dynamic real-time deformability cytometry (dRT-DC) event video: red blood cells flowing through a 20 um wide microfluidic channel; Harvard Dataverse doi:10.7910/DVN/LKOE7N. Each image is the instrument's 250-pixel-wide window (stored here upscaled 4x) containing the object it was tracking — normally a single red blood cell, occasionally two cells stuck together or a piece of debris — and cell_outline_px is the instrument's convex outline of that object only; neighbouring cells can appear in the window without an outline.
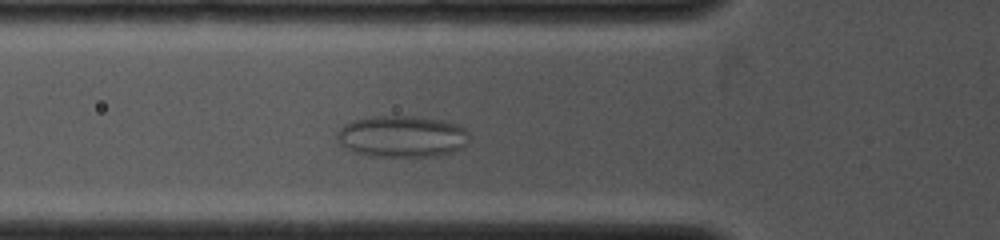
{"species": "common noctule bat (a hibernating species)", "species_latin": "Nyctalus noctula", "temperature_condition": "cold", "stored_images_in_passage": 15, "camera_frame_rate_fps": 4000, "um_per_image_px": 0.085, "animal": {"sex": "female", "body_mass_g": 19.0, "forearm_length_mm": 53.3}, "frame": {"image": 1, "passage_image": 9, "time_ms": 2.75, "image_size_px": [1000, 240], "cell_outline_px": [[468, 144], [452, 152], [432, 156], [372, 156], [356, 152], [344, 148], [336, 140], [336, 132], [344, 124], [352, 120], [376, 116], [416, 116], [444, 120], [456, 124], [464, 128], [468, 132]], "centroid_in_image_um": [34.15, 11.59], "position_along_channel_um": 91.7, "area_um2": 32.19}}
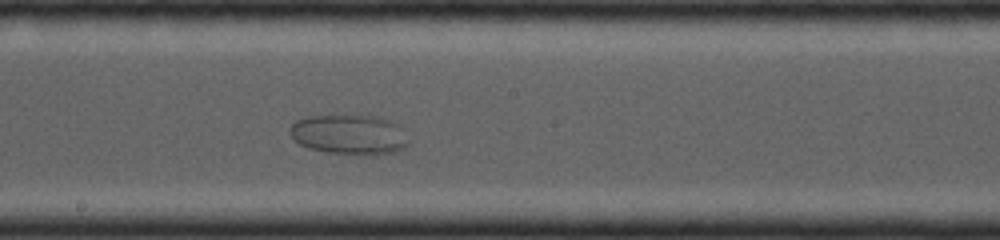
{"frame": {"image": 2, "passage_image": 15, "time_ms": 5.75, "image_size_px": [1000, 240], "cell_outline_px": [[408, 144], [404, 148], [392, 152], [372, 156], [368, 156], [328, 152], [308, 148], [300, 144], [288, 132], [288, 128], [296, 120], [308, 116], [376, 116], [388, 120], [396, 124], [400, 128]], "centroid_in_image_um": [29.64, 11.45], "position_along_channel_um": 218.6, "area_um2": 27.4}}